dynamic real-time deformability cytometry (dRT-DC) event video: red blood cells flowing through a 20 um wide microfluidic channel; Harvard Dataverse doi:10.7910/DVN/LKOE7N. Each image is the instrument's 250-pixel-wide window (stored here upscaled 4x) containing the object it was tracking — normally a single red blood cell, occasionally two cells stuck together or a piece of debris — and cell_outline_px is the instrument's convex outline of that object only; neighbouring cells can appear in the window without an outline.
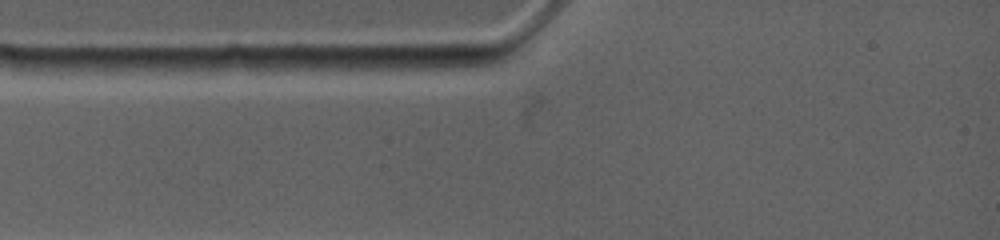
{"species": "common noctule bat (a hibernating species)", "species_latin": "Nyctalus noctula", "temperature_condition": "warm", "stored_images_in_passage": 2, "camera_frame_rate_fps": 4500, "um_per_image_px": 0.085, "animal": {"sex": "female", "body_mass_g": 19.0, "forearm_length_mm": 53.3}, "frame": {"image": 1, "passage_image": 1, "time_ms": 0.0, "image_size_px": [1000, 240], "cell_outline_px": [[188, 64], [184, 68], [156, 76], [124, 76], [64, 68], [56, 60], [188, 60]], "centroid_in_image_um": [10.72, 5.67], "position_along_channel_um": 74.3, "area_um2": 11.73}}